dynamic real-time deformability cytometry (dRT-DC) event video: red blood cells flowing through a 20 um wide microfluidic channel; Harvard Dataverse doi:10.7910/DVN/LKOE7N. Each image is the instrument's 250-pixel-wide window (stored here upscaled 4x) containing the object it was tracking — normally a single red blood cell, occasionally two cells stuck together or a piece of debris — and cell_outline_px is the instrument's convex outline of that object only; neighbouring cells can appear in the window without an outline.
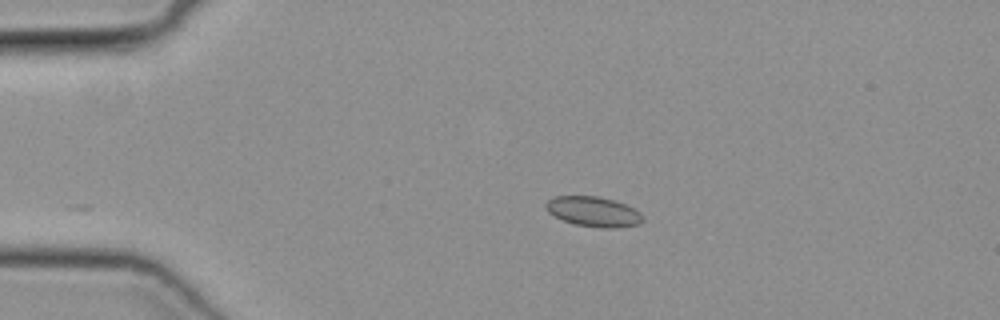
{"species": "common noctule bat (a hibernating species)", "species_latin": "Nyctalus noctula", "temperature_condition": "cold", "stored_images_in_passage": 40, "camera_frame_rate_fps": 3000, "um_per_image_px": 0.085, "animal": {"sex": "female", "body_mass_g": 19.3, "forearm_length_mm": 54.1}, "frame": {"image": 1, "passage_image": 1, "time_ms": 0.0, "image_size_px": [1000, 320], "cell_outline_px": [[644, 220], [640, 224], [616, 228], [600, 228], [576, 224], [564, 220], [548, 212], [544, 208], [544, 204], [552, 196], [600, 196], [616, 200], [640, 212], [644, 216]], "centroid_in_image_um": [50.45, 17.98], "position_along_channel_um": 34.5, "area_um2": 17.11}}
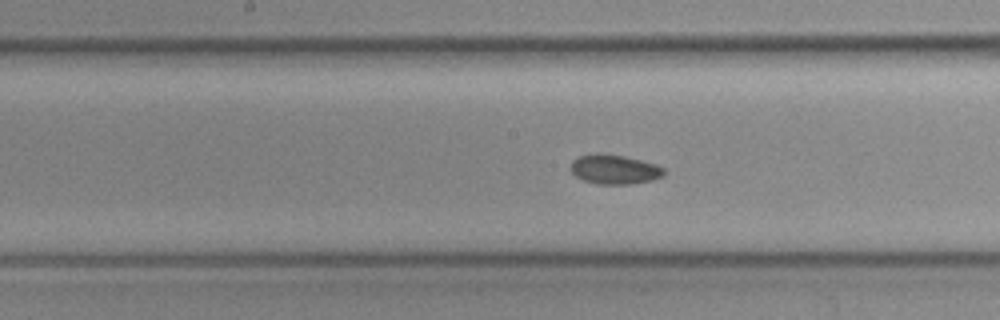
{"frame": {"image": 2, "passage_image": 16, "time_ms": 5.0, "image_size_px": [1000, 320], "cell_outline_px": [[664, 176], [652, 180], [632, 184], [596, 184], [584, 180], [576, 176], [568, 168], [572, 160], [580, 156], [624, 156], [656, 164], [664, 168]], "centroid_in_image_um": [52.25, 14.44], "position_along_channel_um": 195.9, "area_um2": 15.55}}
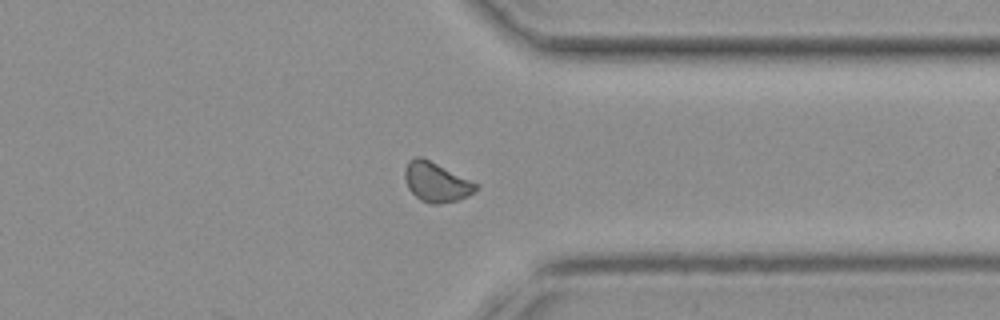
{"frame": {"image": 3, "passage_image": 29, "time_ms": 9.333, "image_size_px": [1000, 320], "cell_outline_px": [[480, 188], [468, 196], [456, 200], [440, 204], [432, 204], [420, 200], [408, 188], [404, 176], [404, 172], [408, 160], [416, 156], [420, 156], [480, 184]], "centroid_in_image_um": [37.1, 15.48], "position_along_channel_um": 374.3, "area_um2": 16.42}}